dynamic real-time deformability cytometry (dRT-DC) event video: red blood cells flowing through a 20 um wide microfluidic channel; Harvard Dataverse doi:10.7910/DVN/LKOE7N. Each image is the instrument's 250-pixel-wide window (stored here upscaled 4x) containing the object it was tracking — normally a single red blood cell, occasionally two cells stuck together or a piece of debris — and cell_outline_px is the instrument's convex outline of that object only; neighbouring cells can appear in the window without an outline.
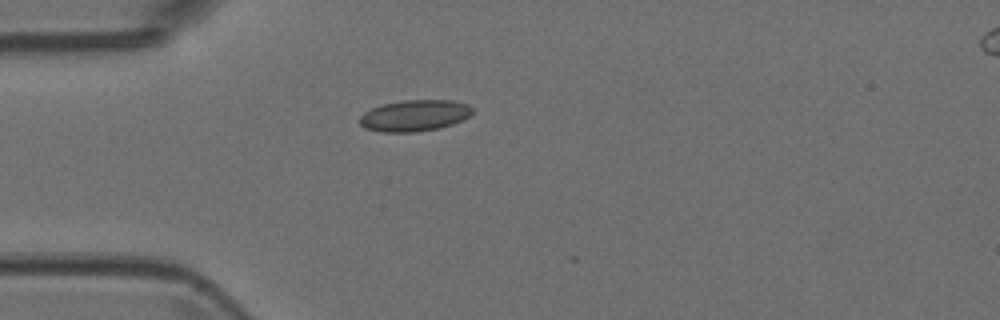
{"species": "Egyptian fruit bat (a non-hibernating species)", "species_latin": "Rousettus aegyptiacus", "temperature_condition": "room temperature", "stored_images_in_passage": 2, "camera_frame_rate_fps": 3000, "um_per_image_px": 0.085, "animal": {"sex": "female"}, "frame": {"image": 1, "passage_image": 1, "time_ms": 0.0, "image_size_px": [1000, 320], "cell_outline_px": [[472, 112], [468, 116], [452, 124], [440, 128], [416, 132], [380, 132], [364, 128], [360, 124], [360, 116], [364, 112], [372, 108], [384, 104], [404, 100], [452, 100], [468, 104], [472, 108]], "centroid_in_image_um": [35.22, 9.83], "position_along_channel_um": 49.8, "area_um2": 20.52}}